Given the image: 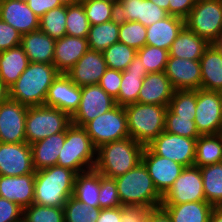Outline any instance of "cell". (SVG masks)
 I'll list each match as a JSON object with an SVG mask.
<instances>
[{
	"instance_id": "1",
	"label": "cell",
	"mask_w": 222,
	"mask_h": 222,
	"mask_svg": "<svg viewBox=\"0 0 222 222\" xmlns=\"http://www.w3.org/2000/svg\"><path fill=\"white\" fill-rule=\"evenodd\" d=\"M59 74L53 64L30 62L9 88L10 98L27 107L44 105L49 87Z\"/></svg>"
},
{
	"instance_id": "2",
	"label": "cell",
	"mask_w": 222,
	"mask_h": 222,
	"mask_svg": "<svg viewBox=\"0 0 222 222\" xmlns=\"http://www.w3.org/2000/svg\"><path fill=\"white\" fill-rule=\"evenodd\" d=\"M76 175L58 165L36 171L33 204L63 208L73 196Z\"/></svg>"
},
{
	"instance_id": "3",
	"label": "cell",
	"mask_w": 222,
	"mask_h": 222,
	"mask_svg": "<svg viewBox=\"0 0 222 222\" xmlns=\"http://www.w3.org/2000/svg\"><path fill=\"white\" fill-rule=\"evenodd\" d=\"M144 148L131 137L103 144L97 148L94 169L103 176L117 178L142 161Z\"/></svg>"
},
{
	"instance_id": "4",
	"label": "cell",
	"mask_w": 222,
	"mask_h": 222,
	"mask_svg": "<svg viewBox=\"0 0 222 222\" xmlns=\"http://www.w3.org/2000/svg\"><path fill=\"white\" fill-rule=\"evenodd\" d=\"M96 159L97 148L85 128L71 124L65 130V141L57 165L79 174L94 169Z\"/></svg>"
},
{
	"instance_id": "5",
	"label": "cell",
	"mask_w": 222,
	"mask_h": 222,
	"mask_svg": "<svg viewBox=\"0 0 222 222\" xmlns=\"http://www.w3.org/2000/svg\"><path fill=\"white\" fill-rule=\"evenodd\" d=\"M114 179L122 205L161 206L162 196L155 188L142 161L127 173Z\"/></svg>"
},
{
	"instance_id": "6",
	"label": "cell",
	"mask_w": 222,
	"mask_h": 222,
	"mask_svg": "<svg viewBox=\"0 0 222 222\" xmlns=\"http://www.w3.org/2000/svg\"><path fill=\"white\" fill-rule=\"evenodd\" d=\"M168 107L154 104L132 103L124 106L129 135L147 146L165 130Z\"/></svg>"
},
{
	"instance_id": "7",
	"label": "cell",
	"mask_w": 222,
	"mask_h": 222,
	"mask_svg": "<svg viewBox=\"0 0 222 222\" xmlns=\"http://www.w3.org/2000/svg\"><path fill=\"white\" fill-rule=\"evenodd\" d=\"M71 124V116L55 107H28L25 123L26 142L31 145L53 134L64 132Z\"/></svg>"
},
{
	"instance_id": "8",
	"label": "cell",
	"mask_w": 222,
	"mask_h": 222,
	"mask_svg": "<svg viewBox=\"0 0 222 222\" xmlns=\"http://www.w3.org/2000/svg\"><path fill=\"white\" fill-rule=\"evenodd\" d=\"M185 26L213 44L222 34V0H197Z\"/></svg>"
},
{
	"instance_id": "9",
	"label": "cell",
	"mask_w": 222,
	"mask_h": 222,
	"mask_svg": "<svg viewBox=\"0 0 222 222\" xmlns=\"http://www.w3.org/2000/svg\"><path fill=\"white\" fill-rule=\"evenodd\" d=\"M94 146L130 137L124 106L116 105L109 111L89 121L85 126Z\"/></svg>"
},
{
	"instance_id": "10",
	"label": "cell",
	"mask_w": 222,
	"mask_h": 222,
	"mask_svg": "<svg viewBox=\"0 0 222 222\" xmlns=\"http://www.w3.org/2000/svg\"><path fill=\"white\" fill-rule=\"evenodd\" d=\"M194 122L200 135L222 133V92L197 90Z\"/></svg>"
},
{
	"instance_id": "11",
	"label": "cell",
	"mask_w": 222,
	"mask_h": 222,
	"mask_svg": "<svg viewBox=\"0 0 222 222\" xmlns=\"http://www.w3.org/2000/svg\"><path fill=\"white\" fill-rule=\"evenodd\" d=\"M196 140L163 131L147 147L156 155L191 167L195 161Z\"/></svg>"
},
{
	"instance_id": "12",
	"label": "cell",
	"mask_w": 222,
	"mask_h": 222,
	"mask_svg": "<svg viewBox=\"0 0 222 222\" xmlns=\"http://www.w3.org/2000/svg\"><path fill=\"white\" fill-rule=\"evenodd\" d=\"M115 99L108 95L99 84L81 87V101L71 116L72 124L84 127L89 121L116 106Z\"/></svg>"
},
{
	"instance_id": "13",
	"label": "cell",
	"mask_w": 222,
	"mask_h": 222,
	"mask_svg": "<svg viewBox=\"0 0 222 222\" xmlns=\"http://www.w3.org/2000/svg\"><path fill=\"white\" fill-rule=\"evenodd\" d=\"M206 201L200 168L185 167L174 181L168 192L162 197L161 204H181Z\"/></svg>"
},
{
	"instance_id": "14",
	"label": "cell",
	"mask_w": 222,
	"mask_h": 222,
	"mask_svg": "<svg viewBox=\"0 0 222 222\" xmlns=\"http://www.w3.org/2000/svg\"><path fill=\"white\" fill-rule=\"evenodd\" d=\"M28 107L9 98L0 104V142H26V114Z\"/></svg>"
},
{
	"instance_id": "15",
	"label": "cell",
	"mask_w": 222,
	"mask_h": 222,
	"mask_svg": "<svg viewBox=\"0 0 222 222\" xmlns=\"http://www.w3.org/2000/svg\"><path fill=\"white\" fill-rule=\"evenodd\" d=\"M142 162L146 166L155 188L162 197L168 192L185 168L169 158L154 154L147 146L143 150Z\"/></svg>"
},
{
	"instance_id": "16",
	"label": "cell",
	"mask_w": 222,
	"mask_h": 222,
	"mask_svg": "<svg viewBox=\"0 0 222 222\" xmlns=\"http://www.w3.org/2000/svg\"><path fill=\"white\" fill-rule=\"evenodd\" d=\"M35 172L31 146L27 142H0V175L22 176Z\"/></svg>"
},
{
	"instance_id": "17",
	"label": "cell",
	"mask_w": 222,
	"mask_h": 222,
	"mask_svg": "<svg viewBox=\"0 0 222 222\" xmlns=\"http://www.w3.org/2000/svg\"><path fill=\"white\" fill-rule=\"evenodd\" d=\"M164 72L174 90H198L201 88L199 60L169 56Z\"/></svg>"
},
{
	"instance_id": "18",
	"label": "cell",
	"mask_w": 222,
	"mask_h": 222,
	"mask_svg": "<svg viewBox=\"0 0 222 222\" xmlns=\"http://www.w3.org/2000/svg\"><path fill=\"white\" fill-rule=\"evenodd\" d=\"M167 16V11L150 0H119L115 4V18L120 22L137 21L148 27Z\"/></svg>"
},
{
	"instance_id": "19",
	"label": "cell",
	"mask_w": 222,
	"mask_h": 222,
	"mask_svg": "<svg viewBox=\"0 0 222 222\" xmlns=\"http://www.w3.org/2000/svg\"><path fill=\"white\" fill-rule=\"evenodd\" d=\"M80 101L81 87L74 84L65 73H60L49 87L44 105L55 107L72 116Z\"/></svg>"
},
{
	"instance_id": "20",
	"label": "cell",
	"mask_w": 222,
	"mask_h": 222,
	"mask_svg": "<svg viewBox=\"0 0 222 222\" xmlns=\"http://www.w3.org/2000/svg\"><path fill=\"white\" fill-rule=\"evenodd\" d=\"M107 69L102 52L88 50L65 74L79 87L99 84Z\"/></svg>"
},
{
	"instance_id": "21",
	"label": "cell",
	"mask_w": 222,
	"mask_h": 222,
	"mask_svg": "<svg viewBox=\"0 0 222 222\" xmlns=\"http://www.w3.org/2000/svg\"><path fill=\"white\" fill-rule=\"evenodd\" d=\"M0 18L22 35L39 30L40 18L29 8L27 2L0 0Z\"/></svg>"
},
{
	"instance_id": "22",
	"label": "cell",
	"mask_w": 222,
	"mask_h": 222,
	"mask_svg": "<svg viewBox=\"0 0 222 222\" xmlns=\"http://www.w3.org/2000/svg\"><path fill=\"white\" fill-rule=\"evenodd\" d=\"M35 173L22 176L0 175V197L26 208L34 202Z\"/></svg>"
},
{
	"instance_id": "23",
	"label": "cell",
	"mask_w": 222,
	"mask_h": 222,
	"mask_svg": "<svg viewBox=\"0 0 222 222\" xmlns=\"http://www.w3.org/2000/svg\"><path fill=\"white\" fill-rule=\"evenodd\" d=\"M174 89L165 72L148 73L139 91L138 103L169 106Z\"/></svg>"
},
{
	"instance_id": "24",
	"label": "cell",
	"mask_w": 222,
	"mask_h": 222,
	"mask_svg": "<svg viewBox=\"0 0 222 222\" xmlns=\"http://www.w3.org/2000/svg\"><path fill=\"white\" fill-rule=\"evenodd\" d=\"M88 50L87 38L65 35L55 41L53 65L60 73H66Z\"/></svg>"
},
{
	"instance_id": "25",
	"label": "cell",
	"mask_w": 222,
	"mask_h": 222,
	"mask_svg": "<svg viewBox=\"0 0 222 222\" xmlns=\"http://www.w3.org/2000/svg\"><path fill=\"white\" fill-rule=\"evenodd\" d=\"M148 74L142 60L136 55L126 70L122 71V80L119 88L116 104L126 106L138 103L139 91L142 88L143 79Z\"/></svg>"
},
{
	"instance_id": "26",
	"label": "cell",
	"mask_w": 222,
	"mask_h": 222,
	"mask_svg": "<svg viewBox=\"0 0 222 222\" xmlns=\"http://www.w3.org/2000/svg\"><path fill=\"white\" fill-rule=\"evenodd\" d=\"M184 27V19L168 15L164 19L146 27V45H152L169 51L172 43Z\"/></svg>"
},
{
	"instance_id": "27",
	"label": "cell",
	"mask_w": 222,
	"mask_h": 222,
	"mask_svg": "<svg viewBox=\"0 0 222 222\" xmlns=\"http://www.w3.org/2000/svg\"><path fill=\"white\" fill-rule=\"evenodd\" d=\"M55 39L41 30L22 35L21 46L29 62L53 64Z\"/></svg>"
},
{
	"instance_id": "28",
	"label": "cell",
	"mask_w": 222,
	"mask_h": 222,
	"mask_svg": "<svg viewBox=\"0 0 222 222\" xmlns=\"http://www.w3.org/2000/svg\"><path fill=\"white\" fill-rule=\"evenodd\" d=\"M199 61L201 89L222 92V52L210 44Z\"/></svg>"
},
{
	"instance_id": "29",
	"label": "cell",
	"mask_w": 222,
	"mask_h": 222,
	"mask_svg": "<svg viewBox=\"0 0 222 222\" xmlns=\"http://www.w3.org/2000/svg\"><path fill=\"white\" fill-rule=\"evenodd\" d=\"M65 141V131L32 143L33 166L36 171L57 165Z\"/></svg>"
},
{
	"instance_id": "30",
	"label": "cell",
	"mask_w": 222,
	"mask_h": 222,
	"mask_svg": "<svg viewBox=\"0 0 222 222\" xmlns=\"http://www.w3.org/2000/svg\"><path fill=\"white\" fill-rule=\"evenodd\" d=\"M172 222H209L213 206L206 201L181 204H161L160 206Z\"/></svg>"
},
{
	"instance_id": "31",
	"label": "cell",
	"mask_w": 222,
	"mask_h": 222,
	"mask_svg": "<svg viewBox=\"0 0 222 222\" xmlns=\"http://www.w3.org/2000/svg\"><path fill=\"white\" fill-rule=\"evenodd\" d=\"M209 45L206 39L199 37L185 26L172 43L169 56L200 60Z\"/></svg>"
},
{
	"instance_id": "32",
	"label": "cell",
	"mask_w": 222,
	"mask_h": 222,
	"mask_svg": "<svg viewBox=\"0 0 222 222\" xmlns=\"http://www.w3.org/2000/svg\"><path fill=\"white\" fill-rule=\"evenodd\" d=\"M21 45L0 52V78L10 88L29 65Z\"/></svg>"
},
{
	"instance_id": "33",
	"label": "cell",
	"mask_w": 222,
	"mask_h": 222,
	"mask_svg": "<svg viewBox=\"0 0 222 222\" xmlns=\"http://www.w3.org/2000/svg\"><path fill=\"white\" fill-rule=\"evenodd\" d=\"M100 173L95 169L79 173L75 178L73 197L91 208H99Z\"/></svg>"
},
{
	"instance_id": "34",
	"label": "cell",
	"mask_w": 222,
	"mask_h": 222,
	"mask_svg": "<svg viewBox=\"0 0 222 222\" xmlns=\"http://www.w3.org/2000/svg\"><path fill=\"white\" fill-rule=\"evenodd\" d=\"M222 162V133L200 135L196 140L194 166L205 167Z\"/></svg>"
},
{
	"instance_id": "35",
	"label": "cell",
	"mask_w": 222,
	"mask_h": 222,
	"mask_svg": "<svg viewBox=\"0 0 222 222\" xmlns=\"http://www.w3.org/2000/svg\"><path fill=\"white\" fill-rule=\"evenodd\" d=\"M119 28L120 21L116 18L98 25H91L87 37L89 49L103 52L118 42Z\"/></svg>"
},
{
	"instance_id": "36",
	"label": "cell",
	"mask_w": 222,
	"mask_h": 222,
	"mask_svg": "<svg viewBox=\"0 0 222 222\" xmlns=\"http://www.w3.org/2000/svg\"><path fill=\"white\" fill-rule=\"evenodd\" d=\"M206 202L222 207V162L200 167Z\"/></svg>"
},
{
	"instance_id": "37",
	"label": "cell",
	"mask_w": 222,
	"mask_h": 222,
	"mask_svg": "<svg viewBox=\"0 0 222 222\" xmlns=\"http://www.w3.org/2000/svg\"><path fill=\"white\" fill-rule=\"evenodd\" d=\"M67 6L61 5L46 12L39 19V30L57 40L66 35Z\"/></svg>"
},
{
	"instance_id": "38",
	"label": "cell",
	"mask_w": 222,
	"mask_h": 222,
	"mask_svg": "<svg viewBox=\"0 0 222 222\" xmlns=\"http://www.w3.org/2000/svg\"><path fill=\"white\" fill-rule=\"evenodd\" d=\"M137 51L121 42H116L105 49L102 54L109 69L124 71L133 61Z\"/></svg>"
},
{
	"instance_id": "39",
	"label": "cell",
	"mask_w": 222,
	"mask_h": 222,
	"mask_svg": "<svg viewBox=\"0 0 222 222\" xmlns=\"http://www.w3.org/2000/svg\"><path fill=\"white\" fill-rule=\"evenodd\" d=\"M90 26L81 2L67 6L66 35L87 38Z\"/></svg>"
},
{
	"instance_id": "40",
	"label": "cell",
	"mask_w": 222,
	"mask_h": 222,
	"mask_svg": "<svg viewBox=\"0 0 222 222\" xmlns=\"http://www.w3.org/2000/svg\"><path fill=\"white\" fill-rule=\"evenodd\" d=\"M195 117H180L169 108L165 113V132L197 139L200 134L194 122Z\"/></svg>"
},
{
	"instance_id": "41",
	"label": "cell",
	"mask_w": 222,
	"mask_h": 222,
	"mask_svg": "<svg viewBox=\"0 0 222 222\" xmlns=\"http://www.w3.org/2000/svg\"><path fill=\"white\" fill-rule=\"evenodd\" d=\"M147 30L140 22H120L118 42L134 48L136 51L146 45Z\"/></svg>"
},
{
	"instance_id": "42",
	"label": "cell",
	"mask_w": 222,
	"mask_h": 222,
	"mask_svg": "<svg viewBox=\"0 0 222 222\" xmlns=\"http://www.w3.org/2000/svg\"><path fill=\"white\" fill-rule=\"evenodd\" d=\"M65 222H97L101 208H91L71 196L64 205Z\"/></svg>"
},
{
	"instance_id": "43",
	"label": "cell",
	"mask_w": 222,
	"mask_h": 222,
	"mask_svg": "<svg viewBox=\"0 0 222 222\" xmlns=\"http://www.w3.org/2000/svg\"><path fill=\"white\" fill-rule=\"evenodd\" d=\"M91 25H98L115 19V4L104 0H81Z\"/></svg>"
},
{
	"instance_id": "44",
	"label": "cell",
	"mask_w": 222,
	"mask_h": 222,
	"mask_svg": "<svg viewBox=\"0 0 222 222\" xmlns=\"http://www.w3.org/2000/svg\"><path fill=\"white\" fill-rule=\"evenodd\" d=\"M136 55L142 60V65L145 66L148 73L164 72L169 51L152 45H145L137 50Z\"/></svg>"
},
{
	"instance_id": "45",
	"label": "cell",
	"mask_w": 222,
	"mask_h": 222,
	"mask_svg": "<svg viewBox=\"0 0 222 222\" xmlns=\"http://www.w3.org/2000/svg\"><path fill=\"white\" fill-rule=\"evenodd\" d=\"M197 90H174L168 108L180 117H195Z\"/></svg>"
},
{
	"instance_id": "46",
	"label": "cell",
	"mask_w": 222,
	"mask_h": 222,
	"mask_svg": "<svg viewBox=\"0 0 222 222\" xmlns=\"http://www.w3.org/2000/svg\"><path fill=\"white\" fill-rule=\"evenodd\" d=\"M23 222H65L64 208L31 204L23 209Z\"/></svg>"
},
{
	"instance_id": "47",
	"label": "cell",
	"mask_w": 222,
	"mask_h": 222,
	"mask_svg": "<svg viewBox=\"0 0 222 222\" xmlns=\"http://www.w3.org/2000/svg\"><path fill=\"white\" fill-rule=\"evenodd\" d=\"M99 191V208L122 207L118 194L117 183L114 178L106 177L100 174Z\"/></svg>"
},
{
	"instance_id": "48",
	"label": "cell",
	"mask_w": 222,
	"mask_h": 222,
	"mask_svg": "<svg viewBox=\"0 0 222 222\" xmlns=\"http://www.w3.org/2000/svg\"><path fill=\"white\" fill-rule=\"evenodd\" d=\"M159 207L144 205H122L121 222H147L151 212Z\"/></svg>"
},
{
	"instance_id": "49",
	"label": "cell",
	"mask_w": 222,
	"mask_h": 222,
	"mask_svg": "<svg viewBox=\"0 0 222 222\" xmlns=\"http://www.w3.org/2000/svg\"><path fill=\"white\" fill-rule=\"evenodd\" d=\"M22 34L0 18V52L21 45Z\"/></svg>"
},
{
	"instance_id": "50",
	"label": "cell",
	"mask_w": 222,
	"mask_h": 222,
	"mask_svg": "<svg viewBox=\"0 0 222 222\" xmlns=\"http://www.w3.org/2000/svg\"><path fill=\"white\" fill-rule=\"evenodd\" d=\"M121 80L122 71L107 68L101 77L99 85L108 95L116 99L118 97Z\"/></svg>"
},
{
	"instance_id": "51",
	"label": "cell",
	"mask_w": 222,
	"mask_h": 222,
	"mask_svg": "<svg viewBox=\"0 0 222 222\" xmlns=\"http://www.w3.org/2000/svg\"><path fill=\"white\" fill-rule=\"evenodd\" d=\"M23 221V208L18 204L0 197V222Z\"/></svg>"
},
{
	"instance_id": "52",
	"label": "cell",
	"mask_w": 222,
	"mask_h": 222,
	"mask_svg": "<svg viewBox=\"0 0 222 222\" xmlns=\"http://www.w3.org/2000/svg\"><path fill=\"white\" fill-rule=\"evenodd\" d=\"M197 0H169V15L186 19Z\"/></svg>"
},
{
	"instance_id": "53",
	"label": "cell",
	"mask_w": 222,
	"mask_h": 222,
	"mask_svg": "<svg viewBox=\"0 0 222 222\" xmlns=\"http://www.w3.org/2000/svg\"><path fill=\"white\" fill-rule=\"evenodd\" d=\"M27 4L39 18L49 10L61 6L58 0H28Z\"/></svg>"
},
{
	"instance_id": "54",
	"label": "cell",
	"mask_w": 222,
	"mask_h": 222,
	"mask_svg": "<svg viewBox=\"0 0 222 222\" xmlns=\"http://www.w3.org/2000/svg\"><path fill=\"white\" fill-rule=\"evenodd\" d=\"M122 207L101 209L97 222H121Z\"/></svg>"
},
{
	"instance_id": "55",
	"label": "cell",
	"mask_w": 222,
	"mask_h": 222,
	"mask_svg": "<svg viewBox=\"0 0 222 222\" xmlns=\"http://www.w3.org/2000/svg\"><path fill=\"white\" fill-rule=\"evenodd\" d=\"M147 222H172L168 214L161 208L154 209Z\"/></svg>"
},
{
	"instance_id": "56",
	"label": "cell",
	"mask_w": 222,
	"mask_h": 222,
	"mask_svg": "<svg viewBox=\"0 0 222 222\" xmlns=\"http://www.w3.org/2000/svg\"><path fill=\"white\" fill-rule=\"evenodd\" d=\"M10 98V89L5 85L0 78V104Z\"/></svg>"
},
{
	"instance_id": "57",
	"label": "cell",
	"mask_w": 222,
	"mask_h": 222,
	"mask_svg": "<svg viewBox=\"0 0 222 222\" xmlns=\"http://www.w3.org/2000/svg\"><path fill=\"white\" fill-rule=\"evenodd\" d=\"M209 222H222V207H214Z\"/></svg>"
},
{
	"instance_id": "58",
	"label": "cell",
	"mask_w": 222,
	"mask_h": 222,
	"mask_svg": "<svg viewBox=\"0 0 222 222\" xmlns=\"http://www.w3.org/2000/svg\"><path fill=\"white\" fill-rule=\"evenodd\" d=\"M150 1L155 3L158 7L167 11L169 15V0H150Z\"/></svg>"
},
{
	"instance_id": "59",
	"label": "cell",
	"mask_w": 222,
	"mask_h": 222,
	"mask_svg": "<svg viewBox=\"0 0 222 222\" xmlns=\"http://www.w3.org/2000/svg\"><path fill=\"white\" fill-rule=\"evenodd\" d=\"M61 5L69 6L73 4L80 3L81 0H58Z\"/></svg>"
},
{
	"instance_id": "60",
	"label": "cell",
	"mask_w": 222,
	"mask_h": 222,
	"mask_svg": "<svg viewBox=\"0 0 222 222\" xmlns=\"http://www.w3.org/2000/svg\"><path fill=\"white\" fill-rule=\"evenodd\" d=\"M213 44L222 52V34Z\"/></svg>"
},
{
	"instance_id": "61",
	"label": "cell",
	"mask_w": 222,
	"mask_h": 222,
	"mask_svg": "<svg viewBox=\"0 0 222 222\" xmlns=\"http://www.w3.org/2000/svg\"><path fill=\"white\" fill-rule=\"evenodd\" d=\"M104 1H107V2H110V3H114V4L119 3V0H104Z\"/></svg>"
}]
</instances>
